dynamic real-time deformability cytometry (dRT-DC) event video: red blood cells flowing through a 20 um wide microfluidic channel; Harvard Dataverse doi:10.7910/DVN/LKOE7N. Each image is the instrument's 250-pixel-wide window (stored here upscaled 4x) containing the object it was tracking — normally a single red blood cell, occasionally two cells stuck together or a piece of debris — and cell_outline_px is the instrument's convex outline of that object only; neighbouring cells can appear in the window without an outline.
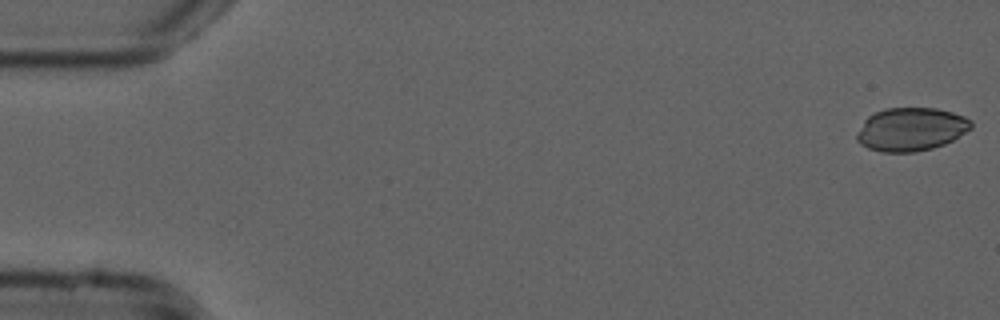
{"species": "common noctule bat (a hibernating species)", "species_latin": "Nyctalus noctula", "temperature_condition": "cold", "stored_images_in_passage": 29, "camera_frame_rate_fps": 3000, "um_per_image_px": 0.085, "animal": {"sex": "male", "forearm_length_mm": 52.5}, "frame": {"image": 1, "passage_image": 1, "time_ms": 0.0, "image_size_px": [1000, 320], "cell_outline_px": [[972, 128], [952, 140], [944, 144], [932, 148], [912, 152], [880, 152], [868, 148], [860, 144], [856, 140], [856, 132], [864, 120], [868, 116], [884, 108], [936, 108], [952, 112], [964, 116], [972, 120]], "centroid_in_image_um": [77.41, 10.98], "position_along_channel_um": 7.6, "area_um2": 28.96}}
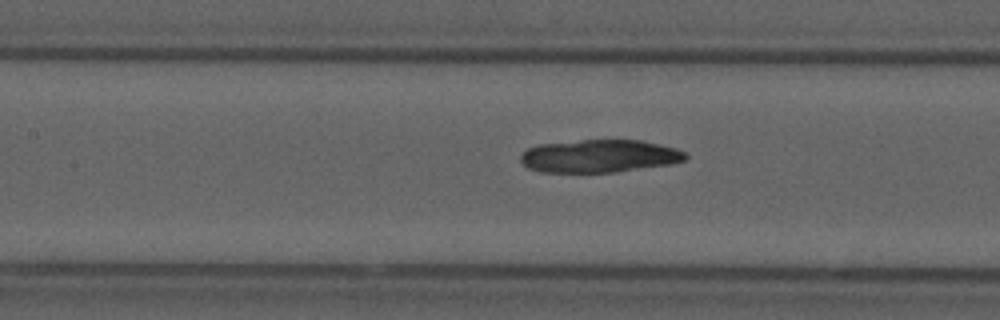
{"frame": {"image": 2, "passage_image": 24, "time_ms": 7.667, "image_size_px": [1000, 320], "cell_outline_px": [[688, 156], [684, 160], [672, 164], [616, 172], [540, 172], [528, 168], [520, 160], [520, 156], [528, 148], [540, 144], [584, 140], [640, 140], [660, 144], [676, 148], [684, 152]], "centroid_in_image_um": [50.96, 13.27], "position_along_channel_um": 156.4, "area_um2": 31.5}}
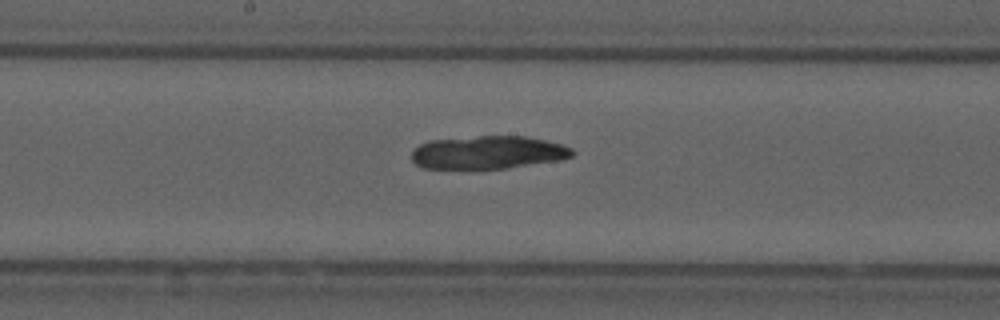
{"frame": {"image": 3, "passage_image": 28, "time_ms": 9.0, "image_size_px": [1000, 320], "cell_outline_px": [[576, 152], [572, 156], [560, 160], [508, 168], [472, 172], [424, 168], [416, 164], [412, 160], [412, 152], [420, 144], [428, 140], [480, 136], [524, 136], [544, 140], [560, 144], [572, 148]], "centroid_in_image_um": [41.43, 13.01], "position_along_channel_um": 206.8, "area_um2": 32.02}}